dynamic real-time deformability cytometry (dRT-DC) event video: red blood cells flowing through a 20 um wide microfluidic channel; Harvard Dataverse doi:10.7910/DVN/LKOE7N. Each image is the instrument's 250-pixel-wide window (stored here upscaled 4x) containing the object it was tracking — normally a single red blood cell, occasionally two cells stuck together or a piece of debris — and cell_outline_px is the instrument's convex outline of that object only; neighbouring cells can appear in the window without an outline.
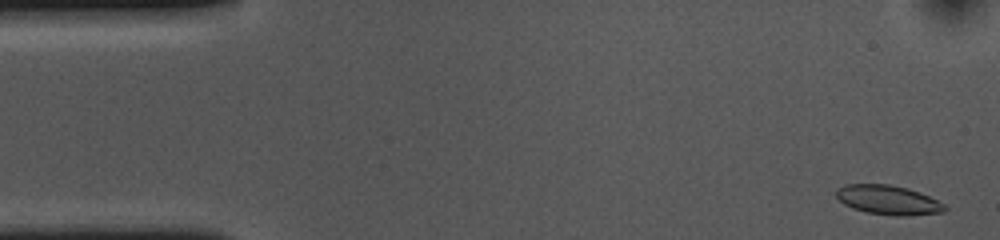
{"species": "common noctule bat (a hibernating species)", "species_latin": "Nyctalus noctula", "temperature_condition": "cold", "stored_images_in_passage": 54, "camera_frame_rate_fps": 3000, "um_per_image_px": 0.085, "animal": {"sex": "female", "body_mass_g": 10.0, "forearm_length_mm": 53.1}, "frame": {"image": 1, "passage_image": 2, "time_ms": 0.333, "image_size_px": [1000, 240], "cell_outline_px": [[948, 208], [944, 212], [908, 216], [896, 216], [868, 212], [852, 208], [844, 204], [836, 196], [836, 188], [844, 184], [888, 184], [908, 188], [928, 196], [944, 204]], "centroid_in_image_um": [75.49, 16.99], "position_along_channel_um": 9.5, "area_um2": 18.55}}
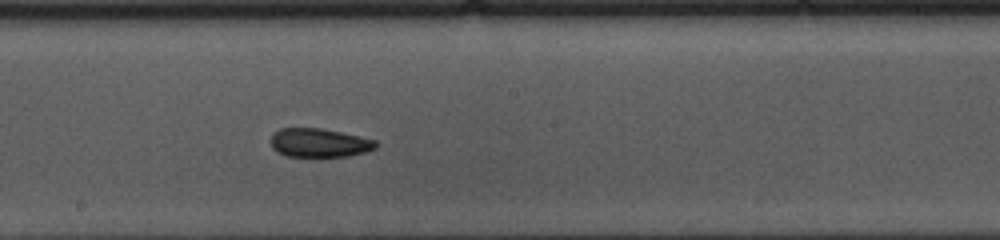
{"frame": {"image": 2, "passage_image": 28, "time_ms": 9.0, "image_size_px": [1000, 240], "cell_outline_px": [[380, 144], [376, 148], [364, 152], [348, 156], [288, 156], [272, 148], [272, 136], [280, 128], [320, 128], [340, 132], [376, 140]], "centroid_in_image_um": [27.18, 12.13], "position_along_channel_um": 221.0, "area_um2": 17.34}}
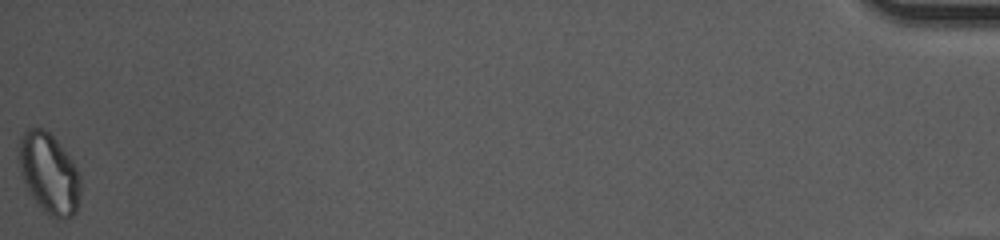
{"frame": {"image": 3, "passage_image": 54, "time_ms": 17.667, "image_size_px": [1000, 240], "cell_outline_px": [[80, 196], [76, 212], [68, 220], [56, 220], [44, 212], [28, 192], [20, 172], [20, 136], [28, 128], [44, 128], [56, 140], [72, 160], [80, 176]], "centroid_in_image_um": [4.19, 14.8], "position_along_channel_um": 431.0, "area_um2": 28.96}, "authors_computed_cell_mechanics": {"area_um2": 18.785, "velocity_mm_per_s": 3.6356, "shape_relaxation_time_tau1_ms": 10.3649, "shape_relaxation_time_tau2_ms": 6.3186, "deformation_change_tau1": 0.139, "deformation_change_tau2": 0.1024}}